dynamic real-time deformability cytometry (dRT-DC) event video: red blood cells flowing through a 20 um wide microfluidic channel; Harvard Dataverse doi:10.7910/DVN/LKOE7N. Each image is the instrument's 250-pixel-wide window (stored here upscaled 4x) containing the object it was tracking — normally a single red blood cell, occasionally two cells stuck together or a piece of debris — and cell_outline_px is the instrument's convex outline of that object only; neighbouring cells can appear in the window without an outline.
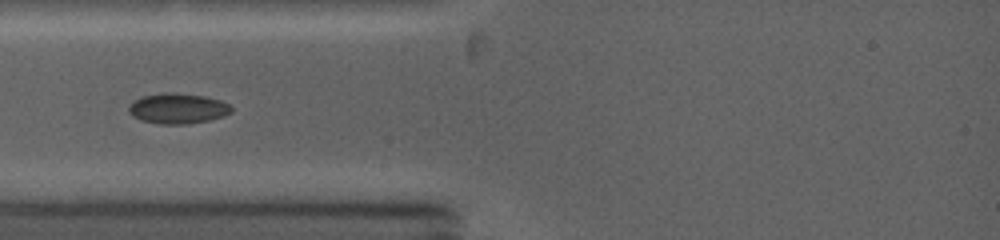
{"species": "common noctule bat (a hibernating species)", "species_latin": "Nyctalus noctula", "temperature_condition": "warm", "stored_images_in_passage": 63, "segment_of_instrument_passage": [1, 2], "camera_frame_rate_fps": 5000, "um_per_image_px": 0.085, "animal": {"sex": "female", "body_mass_g": 19.0, "forearm_length_mm": 53.3}, "frame": {"image": 1, "passage_image": 1, "time_ms": 0.0, "image_size_px": [1000, 240], "cell_outline_px": [[232, 112], [224, 116], [208, 120], [188, 124], [160, 124], [140, 120], [132, 116], [128, 112], [128, 104], [140, 96], [164, 92], [176, 92], [204, 96], [220, 100], [228, 104], [232, 108]], "centroid_in_image_um": [15.06, 9.21], "position_along_channel_um": 69.9, "area_um2": 18.44}}
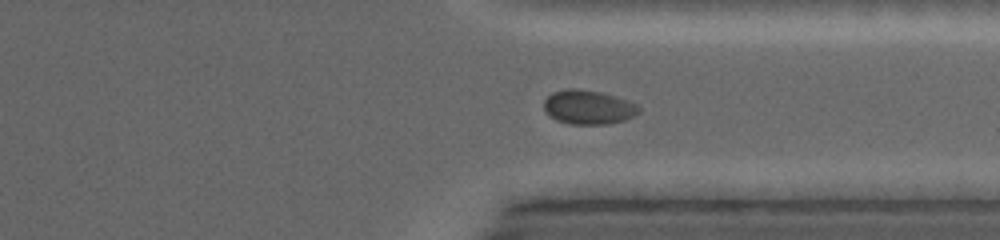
{"frame": {"image": 2, "passage_image": 36, "time_ms": 7.0, "image_size_px": [1000, 240], "cell_outline_px": [[640, 112], [636, 116], [624, 120], [608, 124], [568, 124], [556, 120], [544, 108], [544, 100], [552, 92], [564, 88], [576, 88], [600, 92], [628, 100], [636, 104], [640, 108]], "centroid_in_image_um": [50.03, 9.11], "position_along_channel_um": 361.4, "area_um2": 18.96}}
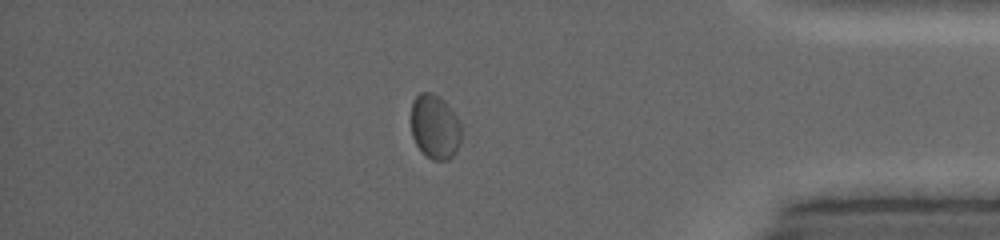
{"frame": {"image": 3, "passage_image": 43, "time_ms": 8.6, "image_size_px": [1000, 240], "cell_outline_px": [[460, 144], [456, 152], [448, 160], [432, 160], [416, 144], [412, 136], [412, 100], [420, 92], [432, 92], [444, 100], [460, 120]], "centroid_in_image_um": [36.98, 10.76], "position_along_channel_um": 398.2, "area_um2": 18.84}}